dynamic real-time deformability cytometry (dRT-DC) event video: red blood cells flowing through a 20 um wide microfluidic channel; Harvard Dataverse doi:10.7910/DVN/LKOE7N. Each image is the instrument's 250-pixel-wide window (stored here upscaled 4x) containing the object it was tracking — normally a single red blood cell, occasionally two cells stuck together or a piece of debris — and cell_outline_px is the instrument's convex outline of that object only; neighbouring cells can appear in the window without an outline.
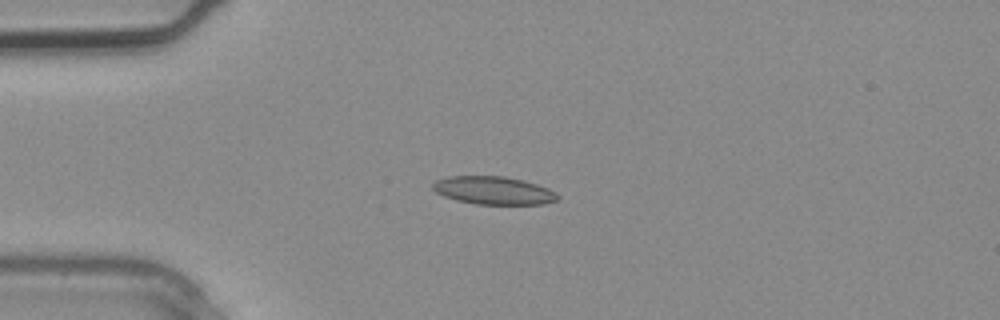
{"species": "common noctule bat (a hibernating species)", "species_latin": "Nyctalus noctula", "temperature_condition": "warm", "stored_images_in_passage": 2, "camera_frame_rate_fps": 3000, "um_per_image_px": 0.085, "animal": {"sex": "male", "body_mass_g": 20.4}, "frame": {"image": 1, "passage_image": 2, "time_ms": 0.333, "image_size_px": [1000, 320], "cell_outline_px": [[560, 196], [556, 200], [544, 204], [476, 204], [456, 200], [444, 196], [436, 192], [432, 188], [432, 184], [436, 180], [448, 176], [504, 176], [524, 180], [548, 188], [556, 192]], "centroid_in_image_um": [41.95, 16.18], "position_along_channel_um": 43.1, "area_um2": 20.4}}